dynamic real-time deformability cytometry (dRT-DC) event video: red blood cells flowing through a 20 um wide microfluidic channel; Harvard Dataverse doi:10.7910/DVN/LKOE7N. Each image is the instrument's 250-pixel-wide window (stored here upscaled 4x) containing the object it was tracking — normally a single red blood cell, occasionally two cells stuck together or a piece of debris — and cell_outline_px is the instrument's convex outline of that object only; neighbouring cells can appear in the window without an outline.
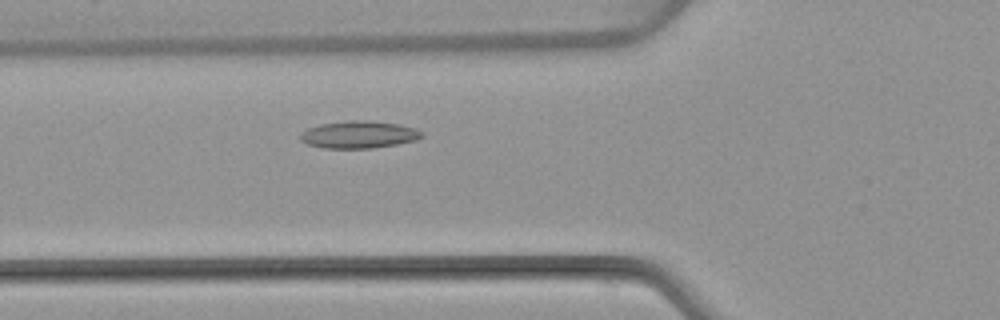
{"species": "common noctule bat (a hibernating species)", "species_latin": "Nyctalus noctula", "temperature_condition": "warm", "stored_images_in_passage": 46, "camera_frame_rate_fps": 3000, "um_per_image_px": 0.085, "animal": {"sex": "female", "body_mass_g": 22.7, "forearm_length_mm": 54.2}, "frame": {"image": 1, "passage_image": 13, "time_ms": 4.0, "image_size_px": [1000, 320], "cell_outline_px": [[424, 136], [416, 140], [396, 144], [372, 148], [324, 148], [308, 144], [300, 140], [300, 132], [308, 128], [320, 124], [348, 120], [368, 120], [400, 124], [416, 128], [424, 132]], "centroid_in_image_um": [30.52, 11.43], "position_along_channel_um": 95.3, "area_um2": 19.48}}
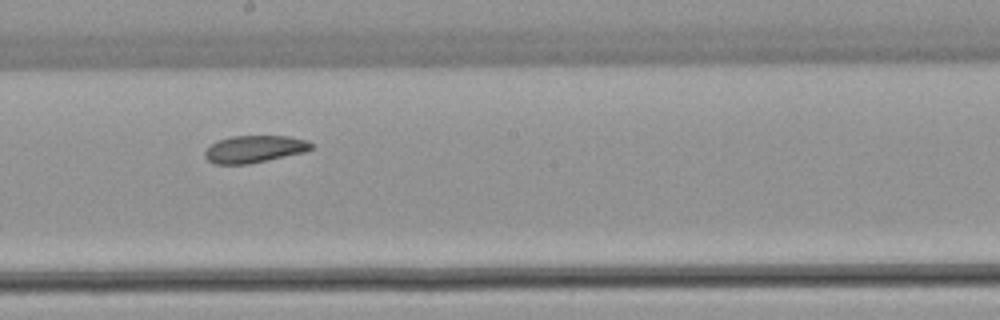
{"frame": {"image": 2, "passage_image": 23, "time_ms": 7.333, "image_size_px": [1000, 320], "cell_outline_px": [[312, 148], [304, 152], [268, 160], [248, 164], [212, 164], [204, 156], [204, 152], [216, 140], [232, 136], [288, 136], [308, 140], [312, 144]], "centroid_in_image_um": [21.6, 12.67], "position_along_channel_um": 226.6, "area_um2": 16.88}}
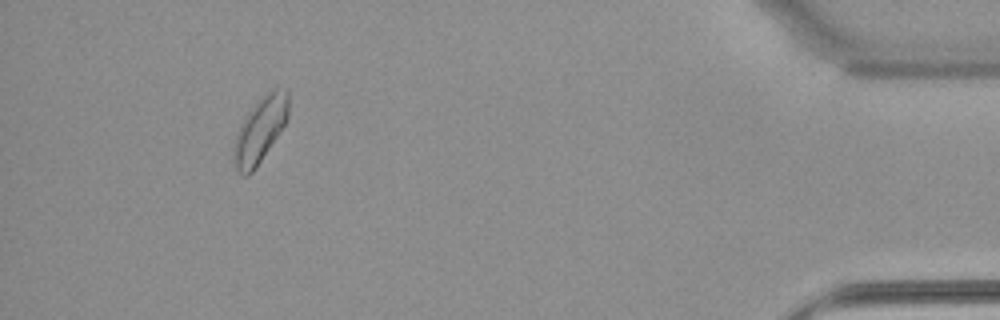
{"frame": {"image": 3, "passage_image": 42, "time_ms": 13.667, "image_size_px": [1000, 320], "cell_outline_px": [[288, 116], [284, 124], [252, 172], [248, 176], [244, 176], [236, 168], [232, 160], [232, 148], [236, 132], [244, 116], [256, 100], [276, 84], [288, 92]], "centroid_in_image_um": [22.06, 10.97], "position_along_channel_um": 413.1, "area_um2": 20.98}, "authors_computed_cell_mechanics": {"area_um2": 18.3226, "velocity_mm_per_s": 3.942, "shape_relaxation_time_tau1_ms": null, "shape_relaxation_time_tau2_ms": 5.7191, "deformation_change_tau1": null, "deformation_change_tau2": 0.1162}}